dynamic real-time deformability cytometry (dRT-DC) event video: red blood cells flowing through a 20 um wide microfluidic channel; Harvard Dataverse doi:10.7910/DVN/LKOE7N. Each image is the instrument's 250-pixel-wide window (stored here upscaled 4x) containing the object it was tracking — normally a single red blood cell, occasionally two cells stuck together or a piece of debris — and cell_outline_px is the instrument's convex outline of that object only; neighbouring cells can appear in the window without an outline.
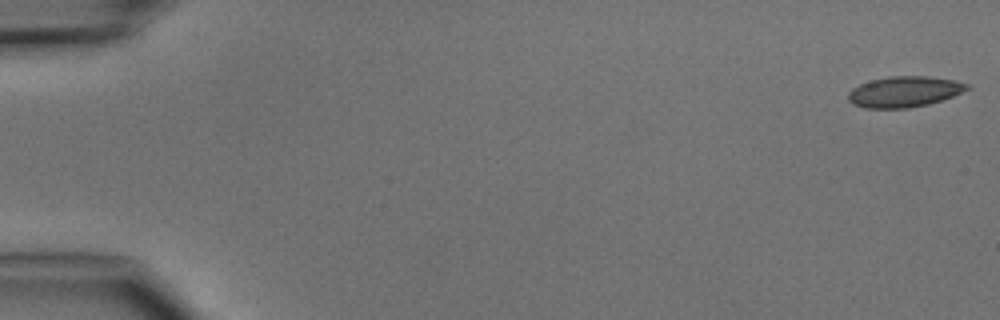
{"species": "common noctule bat (a hibernating species)", "species_latin": "Nyctalus noctula", "temperature_condition": "cold", "stored_images_in_passage": 4, "camera_frame_rate_fps": 3000, "um_per_image_px": 0.085, "animal": {"sex": "male", "body_mass_g": 15.6}, "frame": {"image": 1, "passage_image": 1, "time_ms": 0.0, "image_size_px": [1000, 320], "cell_outline_px": [[972, 88], [952, 96], [928, 104], [908, 108], [864, 108], [852, 104], [848, 100], [848, 92], [852, 88], [860, 84], [872, 80], [888, 76], [928, 76], [952, 80], [968, 84]], "centroid_in_image_um": [76.84, 7.8], "position_along_channel_um": 8.2, "area_um2": 21.27}}
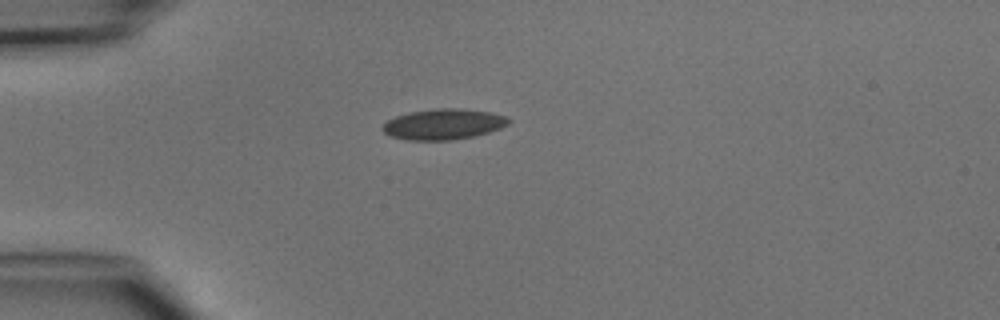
{"frame": {"image": 2, "passage_image": 4, "time_ms": 4.0, "image_size_px": [1000, 320], "cell_outline_px": [[512, 120], [508, 124], [500, 128], [476, 136], [452, 140], [404, 140], [388, 136], [380, 128], [388, 120], [396, 116], [408, 112], [436, 108], [460, 108], [488, 112], [504, 116]], "centroid_in_image_um": [37.65, 10.56], "position_along_channel_um": 47.3, "area_um2": 22.66}}